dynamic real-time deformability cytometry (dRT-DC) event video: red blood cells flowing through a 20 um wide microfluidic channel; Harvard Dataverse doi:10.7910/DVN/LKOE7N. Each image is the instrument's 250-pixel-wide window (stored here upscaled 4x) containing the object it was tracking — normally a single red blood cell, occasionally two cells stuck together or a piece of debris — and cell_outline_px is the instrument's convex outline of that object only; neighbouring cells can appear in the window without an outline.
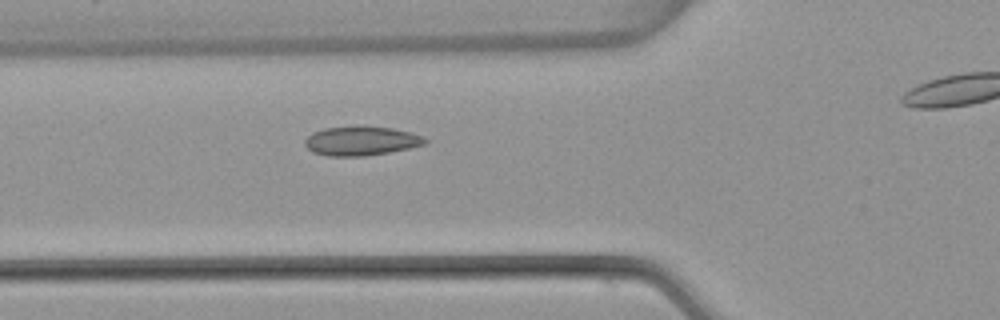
{"species": "common noctule bat (a hibernating species)", "species_latin": "Nyctalus noctula", "temperature_condition": "warm", "stored_images_in_passage": 5, "segment_of_instrument_passage": [1, 2], "camera_frame_rate_fps": 3000, "um_per_image_px": 0.085, "animal": {"sex": "female", "body_mass_g": 22.7, "forearm_length_mm": 54.2}, "frame": {"image": 1, "passage_image": 4, "time_ms": 1.0, "image_size_px": [1000, 320], "cell_outline_px": [[428, 144], [388, 152], [364, 156], [328, 156], [312, 152], [304, 144], [304, 140], [312, 132], [324, 128], [356, 124], [392, 128], [424, 136], [428, 140]], "centroid_in_image_um": [30.68, 11.95], "position_along_channel_um": 95.1, "area_um2": 20.87}}